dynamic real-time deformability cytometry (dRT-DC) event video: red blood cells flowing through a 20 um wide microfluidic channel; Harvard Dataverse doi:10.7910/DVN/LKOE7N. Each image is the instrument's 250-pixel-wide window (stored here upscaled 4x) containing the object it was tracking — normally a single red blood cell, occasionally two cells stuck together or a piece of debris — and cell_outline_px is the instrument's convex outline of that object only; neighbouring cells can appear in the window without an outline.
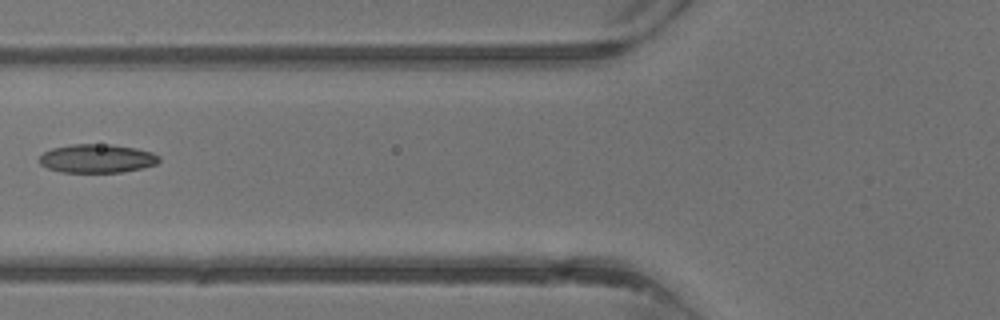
{"species": "common noctule bat (a hibernating species)", "species_latin": "Nyctalus noctula", "temperature_condition": "warm", "stored_images_in_passage": 3, "camera_frame_rate_fps": 3000, "um_per_image_px": 0.085, "animal": {"sex": "male", "body_mass_g": 13.3}, "frame": {"image": 1, "passage_image": 3, "time_ms": 2.667, "image_size_px": [1000, 320], "cell_outline_px": [[160, 160], [156, 164], [140, 168], [120, 172], [60, 172], [48, 168], [40, 164], [40, 156], [44, 152], [52, 148], [72, 144], [112, 144], [136, 148], [152, 152], [160, 156]], "centroid_in_image_um": [8.25, 13.46], "position_along_channel_um": 117.6, "area_um2": 19.94}}